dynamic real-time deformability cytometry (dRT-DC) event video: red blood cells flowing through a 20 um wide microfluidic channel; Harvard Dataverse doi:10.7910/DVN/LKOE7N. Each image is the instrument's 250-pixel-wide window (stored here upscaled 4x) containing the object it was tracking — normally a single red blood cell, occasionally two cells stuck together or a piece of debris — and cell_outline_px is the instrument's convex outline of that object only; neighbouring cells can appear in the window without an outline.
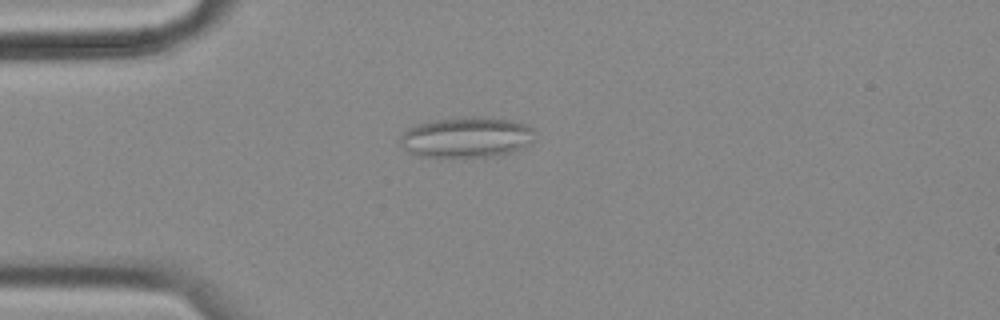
{"species": "common noctule bat (a hibernating species)", "species_latin": "Nyctalus noctula", "temperature_condition": "cold", "stored_images_in_passage": 43, "camera_frame_rate_fps": 3000, "um_per_image_px": 0.085, "animal": {"sex": "female", "body_mass_g": 18.4}, "frame": {"image": 1, "passage_image": 14, "time_ms": 4.333, "image_size_px": [1000, 320], "cell_outline_px": [[532, 140], [528, 144], [512, 152], [492, 156], [420, 156], [408, 152], [400, 144], [400, 136], [408, 128], [432, 120], [512, 120], [524, 124], [532, 128]], "centroid_in_image_um": [39.6, 11.72], "position_along_channel_um": 45.4, "area_um2": 30.17}}
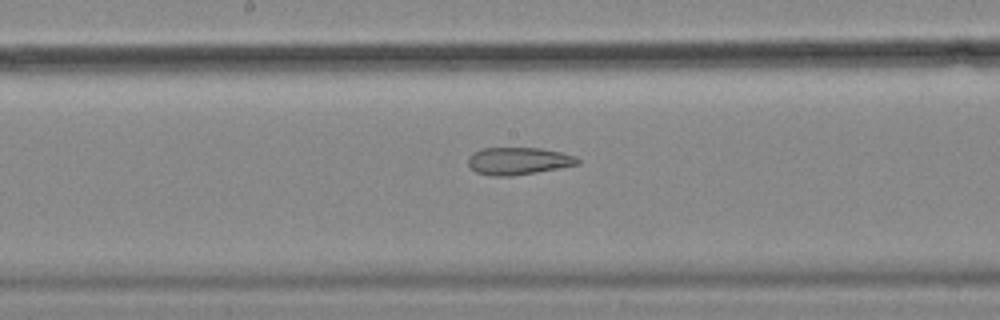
{"frame": {"image": 2, "passage_image": 29, "time_ms": 9.333, "image_size_px": [1000, 320], "cell_outline_px": [[580, 164], [560, 168], [512, 176], [492, 176], [476, 172], [468, 164], [468, 156], [472, 152], [484, 148], [540, 148], [560, 152], [576, 156], [580, 160]], "centroid_in_image_um": [44.06, 13.68], "position_along_channel_um": 204.1, "area_um2": 17.51}}
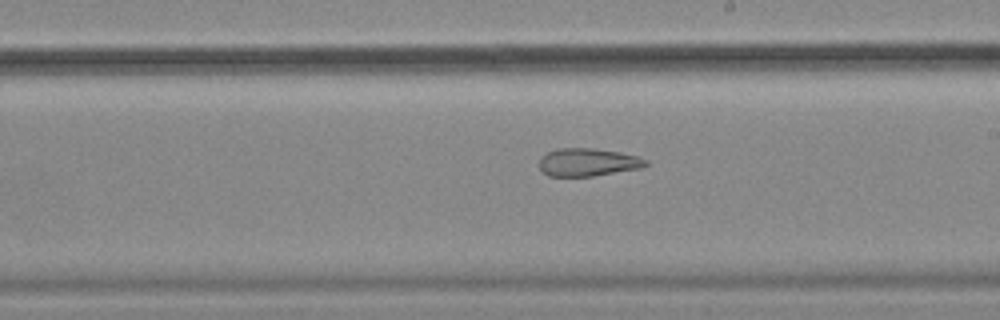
{"frame": {"image": 3, "passage_image": 32, "time_ms": 10.333, "image_size_px": [1000, 320], "cell_outline_px": [[648, 164], [640, 168], [592, 176], [548, 176], [540, 172], [540, 156], [556, 148], [592, 148], [620, 152], [636, 156], [648, 160]], "centroid_in_image_um": [49.93, 13.79], "position_along_channel_um": 239.1, "area_um2": 17.34}}